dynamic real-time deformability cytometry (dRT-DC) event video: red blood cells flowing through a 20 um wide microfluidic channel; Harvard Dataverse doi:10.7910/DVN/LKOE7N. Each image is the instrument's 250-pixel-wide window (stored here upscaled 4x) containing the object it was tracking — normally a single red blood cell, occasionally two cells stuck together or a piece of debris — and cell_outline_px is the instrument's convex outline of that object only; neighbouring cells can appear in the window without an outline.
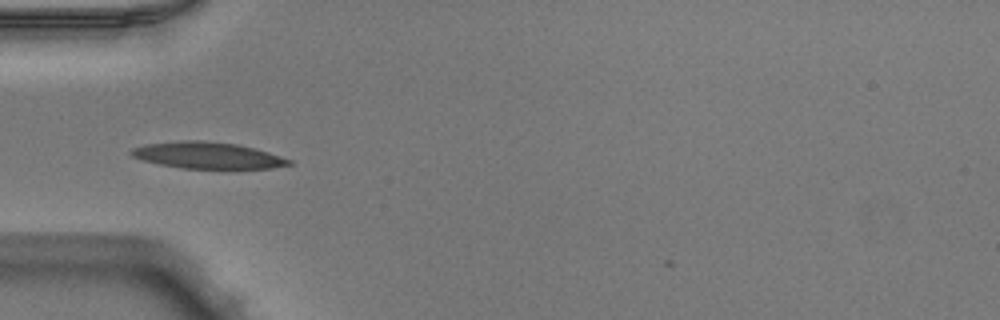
{"species": "Egyptian fruit bat (a non-hibernating species)", "species_latin": "Rousettus aegyptiacus", "temperature_condition": "warm", "stored_images_in_passage": 35, "camera_frame_rate_fps": 3000, "um_per_image_px": 0.085, "animal": {"sex": "male"}, "frame": {"image": 1, "passage_image": 1, "time_ms": 0.0, "image_size_px": [1000, 320], "cell_outline_px": [[292, 164], [272, 168], [180, 168], [160, 164], [144, 160], [132, 156], [128, 152], [132, 148], [144, 144], [184, 140], [200, 140], [236, 144], [256, 148], [292, 160]], "centroid_in_image_um": [17.63, 13.2], "position_along_channel_um": 67.4, "area_um2": 24.22}}
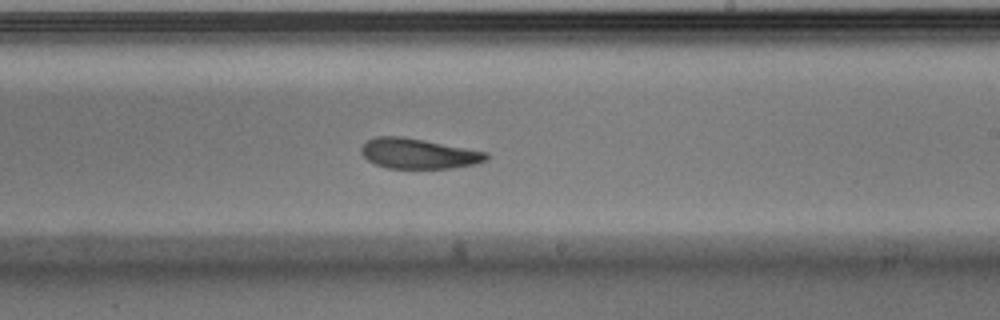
{"frame": {"image": 2, "passage_image": 15, "time_ms": 4.667, "image_size_px": [1000, 320], "cell_outline_px": [[488, 160], [476, 164], [452, 168], [388, 168], [376, 164], [368, 160], [360, 152], [360, 148], [368, 140], [376, 136], [404, 136], [488, 152]], "centroid_in_image_um": [35.58, 13.05], "position_along_channel_um": 253.4, "area_um2": 22.08}}
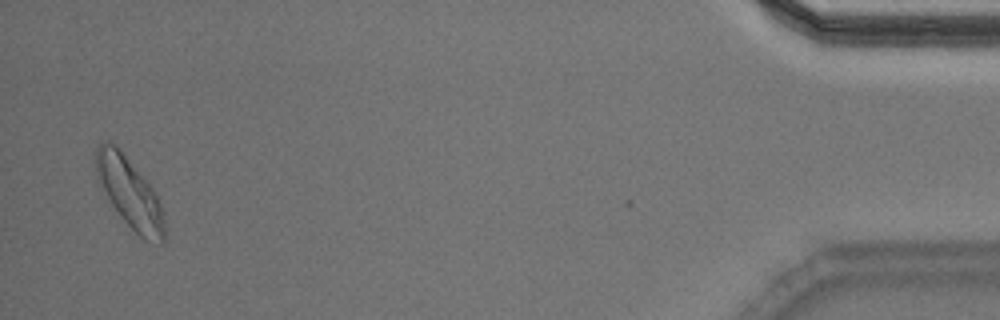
{"frame": {"image": 3, "passage_image": 34, "time_ms": 11.0, "image_size_px": [1000, 320], "cell_outline_px": [[164, 240], [144, 240], [124, 220], [112, 204], [96, 176], [96, 148], [100, 144], [108, 140], [116, 144], [120, 148], [152, 188], [164, 212]], "centroid_in_image_um": [11.01, 16.33], "position_along_channel_um": 424.2, "area_um2": 27.22}, "authors_computed_cell_mechanics": {"area_um2": 22.9466, "velocity_mm_per_s": 3.9839, "shape_relaxation_time_tau1_ms": 3.7939, "shape_relaxation_time_tau2_ms": 2.7309, "deformation_change_tau1": 0.1515, "deformation_change_tau2": 0.1005}}